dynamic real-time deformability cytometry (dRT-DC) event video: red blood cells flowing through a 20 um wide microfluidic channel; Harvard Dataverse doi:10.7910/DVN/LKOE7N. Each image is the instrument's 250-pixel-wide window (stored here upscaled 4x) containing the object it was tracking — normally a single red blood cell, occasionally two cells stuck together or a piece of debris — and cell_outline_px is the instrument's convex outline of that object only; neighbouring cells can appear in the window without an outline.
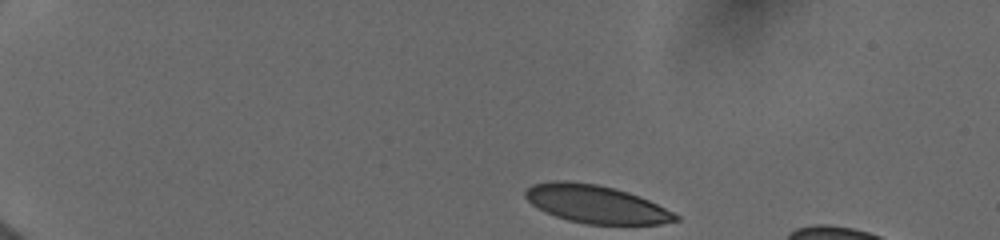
{"species": "human", "species_latin": "Homo sapiens", "temperature_condition": "cold", "stored_images_in_passage": 50, "camera_frame_rate_fps": 3000, "um_per_image_px": 0.085, "donor": {"sex": "female"}, "frame": {"image": 1, "passage_image": 1, "time_ms": 0.0, "image_size_px": [1000, 240], "cell_outline_px": [[680, 220], [660, 224], [584, 224], [568, 220], [544, 212], [532, 204], [524, 196], [524, 192], [532, 184], [552, 180], [568, 180], [596, 184], [628, 192], [640, 196], [680, 216]], "centroid_in_image_um": [50.62, 17.34], "position_along_channel_um": 34.4, "area_um2": 33.18}}
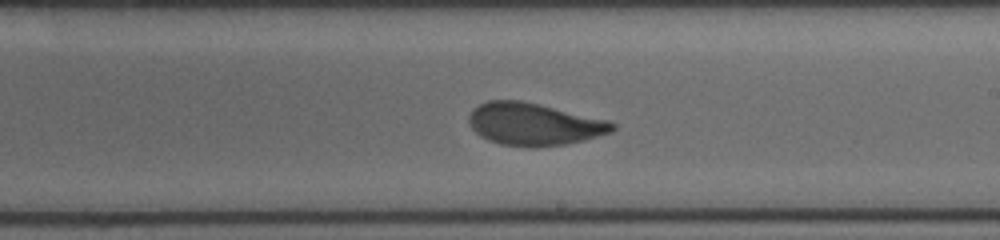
{"frame": {"image": 2, "passage_image": 29, "time_ms": 7.667, "image_size_px": [1000, 240], "cell_outline_px": [[616, 128], [612, 132], [584, 140], [564, 144], [536, 148], [532, 148], [500, 144], [488, 140], [480, 136], [468, 124], [468, 116], [480, 104], [488, 100], [520, 100], [608, 120], [616, 124]], "centroid_in_image_um": [45.38, 10.57], "position_along_channel_um": 243.6, "area_um2": 35.37}}
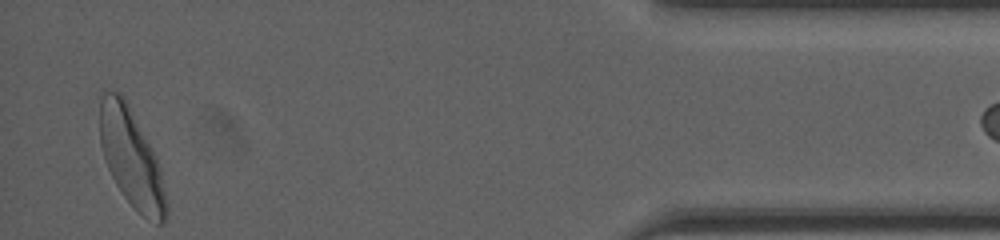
{"frame": {"image": 3, "passage_image": 49, "time_ms": 13.667, "image_size_px": [1000, 240], "cell_outline_px": [[168, 212], [164, 224], [156, 224], [144, 216], [124, 196], [116, 184], [104, 160], [100, 144], [100, 104], [104, 92], [120, 92], [124, 96], [160, 168], [168, 204]], "centroid_in_image_um": [11.17, 13.48], "position_along_channel_um": 424.0, "area_um2": 37.11}}